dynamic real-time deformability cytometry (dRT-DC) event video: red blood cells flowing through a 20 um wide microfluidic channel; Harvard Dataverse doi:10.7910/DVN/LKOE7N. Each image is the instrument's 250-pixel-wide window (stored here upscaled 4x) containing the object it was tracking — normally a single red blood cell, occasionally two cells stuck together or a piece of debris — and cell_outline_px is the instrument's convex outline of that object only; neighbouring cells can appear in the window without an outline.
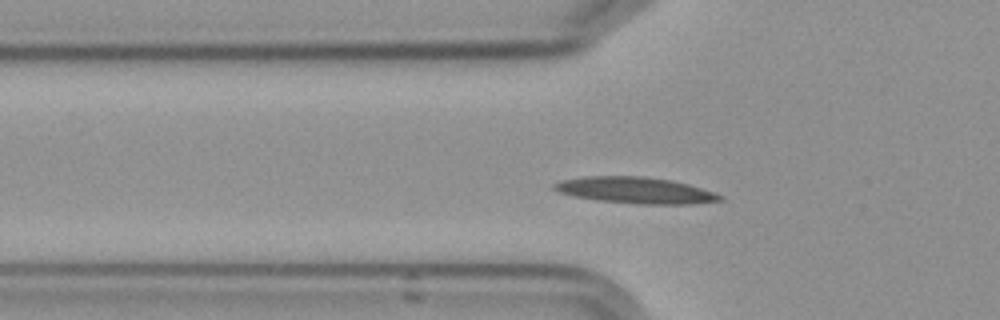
{"species": "Egyptian fruit bat (a non-hibernating species)", "species_latin": "Rousettus aegyptiacus", "temperature_condition": "cold", "stored_images_in_passage": 38, "camera_frame_rate_fps": 3000, "um_per_image_px": 0.085, "frame": {"image": 1, "passage_image": 12, "time_ms": 3.667, "image_size_px": [1000, 320], "cell_outline_px": [[724, 200], [692, 204], [636, 204], [600, 200], [576, 196], [560, 192], [552, 188], [552, 184], [560, 180], [588, 176], [640, 176], [668, 180], [688, 184], [716, 192], [724, 196]], "centroid_in_image_um": [54.06, 16.18], "position_along_channel_um": 71.7, "area_um2": 25.32}}
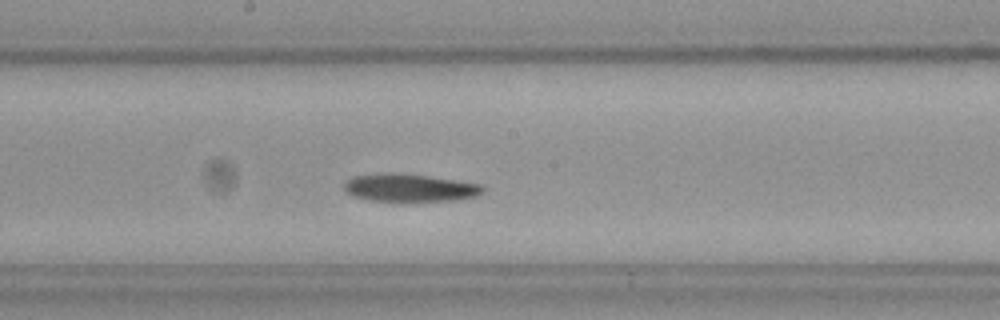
{"frame": {"image": 2, "passage_image": 24, "time_ms": 7.667, "image_size_px": [1000, 320], "cell_outline_px": [[484, 192], [476, 196], [452, 200], [400, 204], [368, 200], [352, 196], [344, 192], [344, 184], [352, 176], [384, 172], [388, 172], [424, 176], [456, 180], [480, 184], [484, 188]], "centroid_in_image_um": [34.75, 16.01], "position_along_channel_um": 213.4, "area_um2": 23.29}}
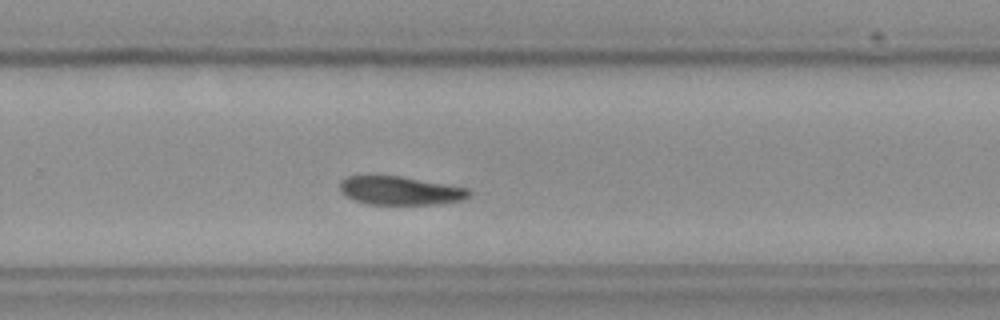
{"frame": {"image": 3, "passage_image": 31, "time_ms": 10.0, "image_size_px": [1000, 320], "cell_outline_px": [[472, 192], [464, 200], [440, 204], [368, 204], [352, 200], [344, 196], [340, 192], [340, 180], [348, 176], [400, 176], [468, 188]], "centroid_in_image_um": [33.99, 16.21], "position_along_channel_um": 295.8, "area_um2": 21.56}}